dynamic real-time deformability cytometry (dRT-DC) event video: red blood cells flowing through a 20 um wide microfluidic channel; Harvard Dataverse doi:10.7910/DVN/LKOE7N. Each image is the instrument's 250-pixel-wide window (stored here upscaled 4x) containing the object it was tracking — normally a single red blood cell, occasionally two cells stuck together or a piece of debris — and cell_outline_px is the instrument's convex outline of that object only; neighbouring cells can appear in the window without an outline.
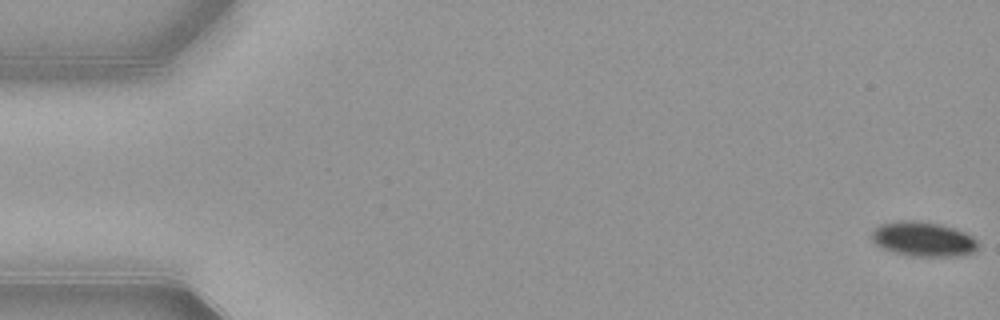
{"species": "common noctule bat (a hibernating species)", "species_latin": "Nyctalus noctula", "temperature_condition": "warm", "stored_images_in_passage": 54, "camera_frame_rate_fps": 3000, "um_per_image_px": 0.085, "animal": {"sex": "female", "body_mass_g": 21.9}, "frame": {"image": 1, "passage_image": 1, "time_ms": 0.0, "image_size_px": [1000, 320], "cell_outline_px": [[976, 252], [964, 256], [908, 256], [892, 252], [876, 244], [872, 240], [872, 232], [880, 224], [904, 220], [912, 220], [940, 224], [964, 232], [972, 236], [976, 240]], "centroid_in_image_um": [78.48, 20.34], "position_along_channel_um": 6.5, "area_um2": 21.39}}
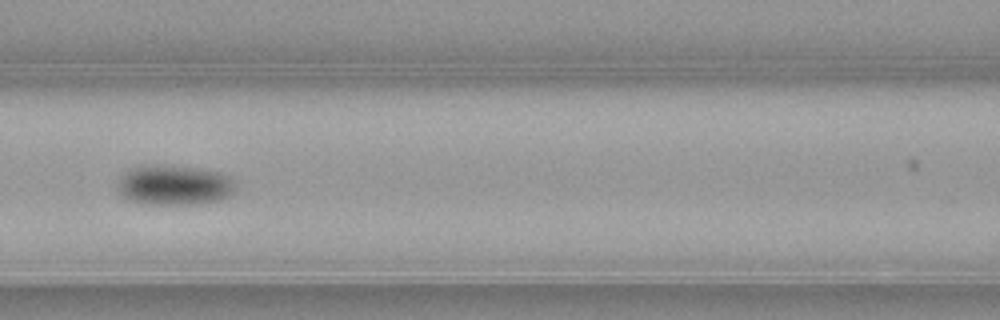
{"frame": {"image": 2, "passage_image": 24, "time_ms": 7.667, "image_size_px": [1000, 320], "cell_outline_px": [[236, 188], [228, 196], [220, 200], [200, 204], [144, 204], [128, 200], [116, 188], [124, 172], [132, 168], [196, 168], [220, 172], [232, 176], [236, 184]], "centroid_in_image_um": [14.89, 15.79], "position_along_channel_um": 151.7, "area_um2": 26.76}}
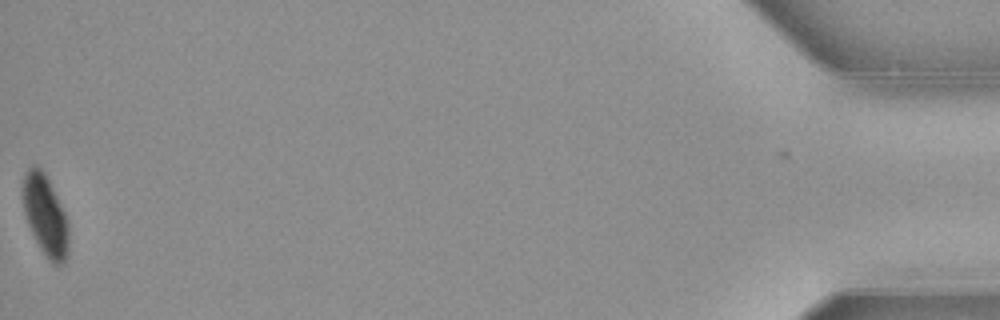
{"frame": {"image": 3, "passage_image": 54, "time_ms": 17.667, "image_size_px": [1000, 320], "cell_outline_px": [[68, 256], [64, 264], [52, 264], [48, 260], [40, 248], [28, 224], [24, 212], [24, 176], [28, 168], [32, 164], [36, 164], [44, 172], [68, 220]], "centroid_in_image_um": [3.88, 18.36], "position_along_channel_um": 431.3, "area_um2": 21.21}, "authors_computed_cell_mechanics": {"area_um2": 24.3916, "velocity_mm_per_s": 3.8602, "shape_relaxation_time_tau1_ms": 7.1337, "shape_relaxation_time_tau2_ms": null, "deformation_change_tau1": 0.1944, "deformation_change_tau2": null}}